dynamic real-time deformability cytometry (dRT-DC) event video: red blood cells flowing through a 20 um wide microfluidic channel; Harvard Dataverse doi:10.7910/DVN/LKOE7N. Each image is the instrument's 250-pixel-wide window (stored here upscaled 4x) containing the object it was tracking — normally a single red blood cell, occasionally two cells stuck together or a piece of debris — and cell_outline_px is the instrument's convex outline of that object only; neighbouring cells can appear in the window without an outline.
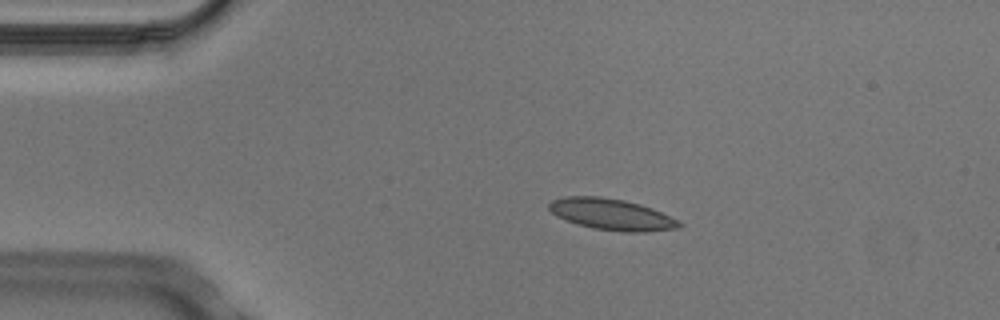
{"species": "Egyptian fruit bat (a non-hibernating species)", "species_latin": "Rousettus aegyptiacus", "temperature_condition": "cold", "stored_images_in_passage": 4, "camera_frame_rate_fps": 3000, "um_per_image_px": 0.085, "animal": {"sex": "male"}, "frame": {"image": 1, "passage_image": 3, "time_ms": 0.667, "image_size_px": [1000, 320], "cell_outline_px": [[684, 224], [680, 228], [648, 232], [624, 232], [592, 228], [556, 216], [548, 208], [548, 204], [552, 200], [564, 196], [600, 196], [624, 200], [640, 204], [652, 208]], "centroid_in_image_um": [51.99, 18.22], "position_along_channel_um": 33.0, "area_um2": 23.64}}